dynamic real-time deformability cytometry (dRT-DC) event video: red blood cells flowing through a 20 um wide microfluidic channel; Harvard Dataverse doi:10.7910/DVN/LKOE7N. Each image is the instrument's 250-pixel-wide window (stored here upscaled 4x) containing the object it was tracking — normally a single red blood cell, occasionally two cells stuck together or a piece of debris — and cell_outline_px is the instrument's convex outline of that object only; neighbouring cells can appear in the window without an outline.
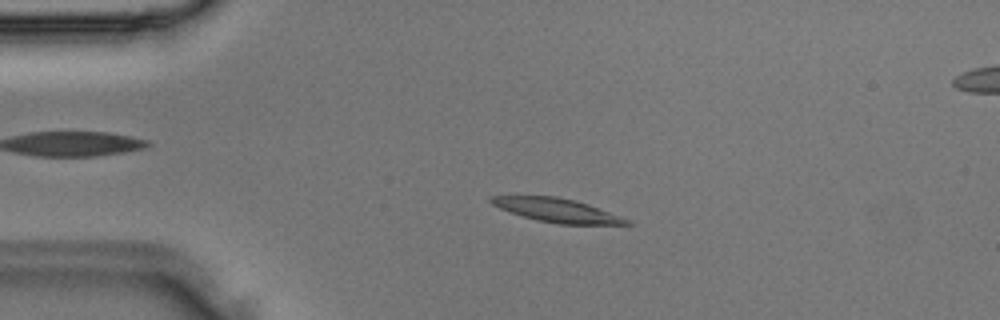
{"species": "Egyptian fruit bat (a non-hibernating species)", "species_latin": "Rousettus aegyptiacus", "temperature_condition": "room temperature", "stored_images_in_passage": 38, "segment_of_instrument_passage": [1, 2], "camera_frame_rate_fps": 3000, "um_per_image_px": 0.085, "animal": {"sex": "male"}, "frame": {"image": 1, "passage_image": 8, "time_ms": 2.333, "image_size_px": [1000, 320], "cell_outline_px": [[636, 224], [560, 224], [536, 220], [500, 208], [492, 204], [488, 200], [488, 196], [556, 196], [576, 200], [588, 204], [620, 216]], "centroid_in_image_um": [47.33, 17.86], "position_along_channel_um": 37.7, "area_um2": 18.5}}
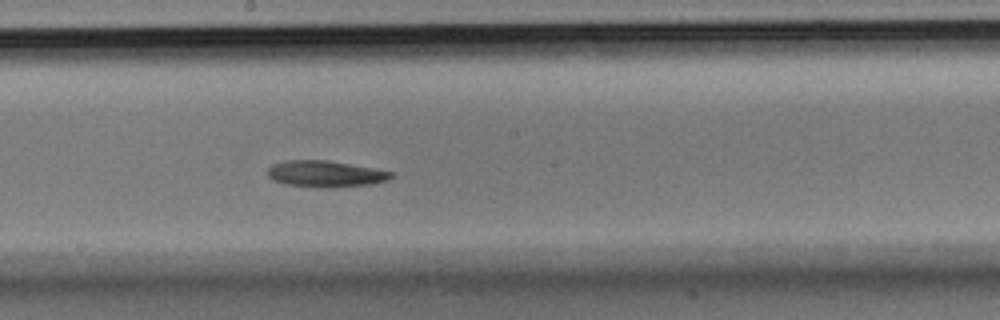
{"frame": {"image": 2, "passage_image": 20, "time_ms": 6.333, "image_size_px": [1000, 320], "cell_outline_px": [[396, 172], [388, 180], [372, 184], [332, 188], [324, 188], [284, 184], [272, 180], [268, 176], [268, 168], [272, 164], [284, 160], [328, 160]], "centroid_in_image_um": [27.66, 14.78], "position_along_channel_um": 220.5, "area_um2": 19.25}}
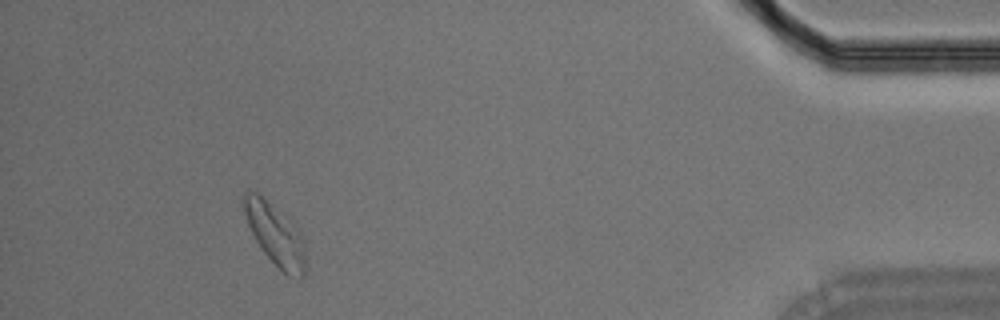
{"frame": {"image": 3, "passage_image": 34, "time_ms": 11.0, "image_size_px": [1000, 320], "cell_outline_px": [[304, 276], [288, 276], [260, 248], [248, 224], [240, 200], [240, 196], [244, 192], [256, 192], [264, 196], [296, 224], [304, 240]], "centroid_in_image_um": [23.36, 19.83], "position_along_channel_um": 411.8, "area_um2": 22.2}}